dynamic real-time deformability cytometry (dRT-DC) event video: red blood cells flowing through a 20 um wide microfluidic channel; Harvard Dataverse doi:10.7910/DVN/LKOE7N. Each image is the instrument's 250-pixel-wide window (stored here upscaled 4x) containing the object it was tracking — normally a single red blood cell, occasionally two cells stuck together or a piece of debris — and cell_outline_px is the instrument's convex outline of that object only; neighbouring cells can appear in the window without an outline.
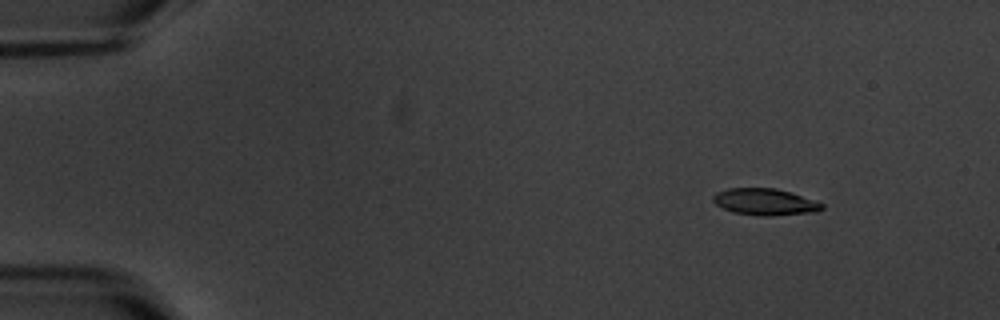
{"species": "common noctule bat (a hibernating species)", "species_latin": "Nyctalus noctula", "temperature_condition": "warm", "stored_images_in_passage": 4, "camera_frame_rate_fps": 3000, "um_per_image_px": 0.085, "animal": {"sex": "male", "body_mass_g": 20.1, "forearm_length_mm": 53.5}, "frame": {"image": 1, "passage_image": 2, "time_ms": 1.0, "image_size_px": [1000, 320], "cell_outline_px": [[824, 208], [816, 212], [768, 216], [760, 216], [732, 212], [716, 204], [712, 200], [712, 196], [716, 192], [728, 188], [776, 188], [792, 192], [824, 204]], "centroid_in_image_um": [65.02, 17.15], "position_along_channel_um": 20.0, "area_um2": 16.99}}
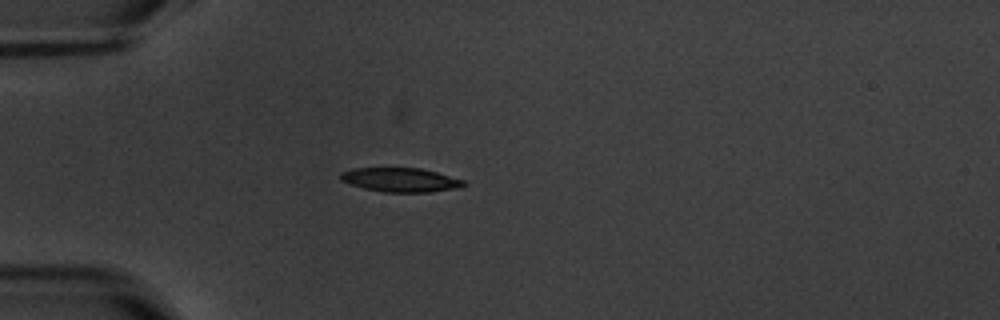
{"frame": {"image": 2, "passage_image": 4, "time_ms": 4.333, "image_size_px": [1000, 320], "cell_outline_px": [[468, 184], [456, 188], [432, 192], [384, 192], [364, 188], [348, 184], [340, 180], [340, 172], [352, 168], [420, 168], [436, 172], [464, 180]], "centroid_in_image_um": [34.01, 15.29], "position_along_channel_um": 51.0, "area_um2": 17.34}}